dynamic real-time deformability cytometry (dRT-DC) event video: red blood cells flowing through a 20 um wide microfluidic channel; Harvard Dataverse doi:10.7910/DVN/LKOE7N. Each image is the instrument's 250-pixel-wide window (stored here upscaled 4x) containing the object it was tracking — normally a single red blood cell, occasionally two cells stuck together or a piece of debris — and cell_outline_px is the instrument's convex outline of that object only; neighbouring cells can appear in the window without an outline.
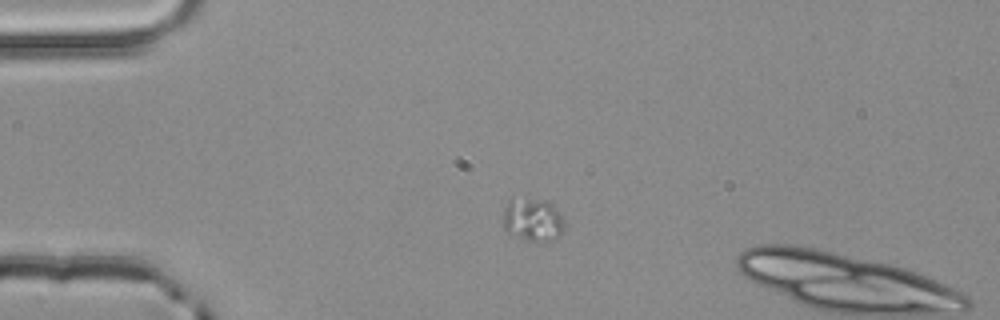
{"species": "common noctule bat (a hibernating species)", "species_latin": "Nyctalus noctula", "temperature_condition": "room temperature", "stored_images_in_passage": 2, "camera_frame_rate_fps": 3000, "um_per_image_px": 0.085, "animal": {"sex": "male", "body_mass_g": 20.4}, "frame": {"image": 1, "passage_image": 1, "time_ms": 0.0, "image_size_px": [1000, 320], "cell_outline_px": [[564, 228], [552, 240], [528, 240], [508, 232], [504, 228], [504, 208], [508, 200], [544, 200], [552, 204], [560, 212], [564, 224]], "centroid_in_image_um": [45.29, 18.67], "position_along_channel_um": 39.7, "area_um2": 14.74}}